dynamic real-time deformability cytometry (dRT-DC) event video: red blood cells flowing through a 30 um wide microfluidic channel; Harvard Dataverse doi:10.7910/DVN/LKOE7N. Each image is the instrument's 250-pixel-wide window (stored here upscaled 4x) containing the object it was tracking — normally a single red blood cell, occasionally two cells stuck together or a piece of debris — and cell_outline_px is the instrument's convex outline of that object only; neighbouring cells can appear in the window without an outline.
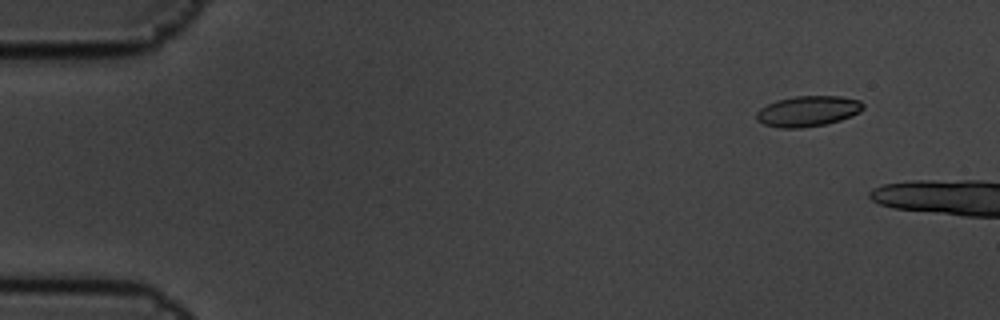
{"species": "common noctule bat (a hibernating species)", "species_latin": "Nyctalus noctula", "temperature_condition": "cold", "stored_images_in_passage": 7, "camera_frame_rate_fps": 3000, "um_per_image_px": 0.085, "animal": {"sex": "male", "body_mass_g": 19.5, "forearm_length_mm": 54.6}, "frame": {"image": 1, "passage_image": 2, "time_ms": 0.333, "image_size_px": [1000, 320], "cell_outline_px": [[864, 108], [860, 112], [852, 116], [840, 120], [824, 124], [800, 128], [780, 128], [764, 124], [756, 120], [756, 112], [760, 108], [776, 100], [796, 96], [840, 96], [860, 100], [864, 104]], "centroid_in_image_um": [68.67, 9.44], "position_along_channel_um": 16.3, "area_um2": 19.07}}
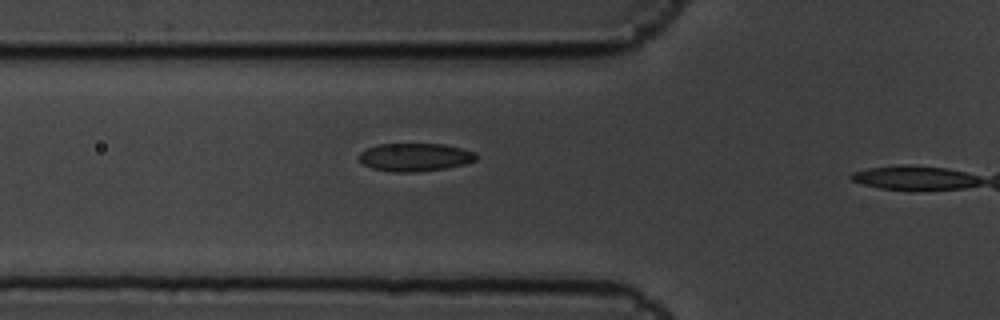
{"frame": {"image": 2, "passage_image": 6, "time_ms": 1.667, "image_size_px": [1000, 320], "cell_outline_px": [[476, 160], [464, 164], [448, 168], [416, 172], [392, 172], [372, 168], [364, 164], [356, 156], [360, 152], [376, 144], [444, 144], [476, 152]], "centroid_in_image_um": [35.25, 13.36], "position_along_channel_um": 90.5, "area_um2": 19.25}}